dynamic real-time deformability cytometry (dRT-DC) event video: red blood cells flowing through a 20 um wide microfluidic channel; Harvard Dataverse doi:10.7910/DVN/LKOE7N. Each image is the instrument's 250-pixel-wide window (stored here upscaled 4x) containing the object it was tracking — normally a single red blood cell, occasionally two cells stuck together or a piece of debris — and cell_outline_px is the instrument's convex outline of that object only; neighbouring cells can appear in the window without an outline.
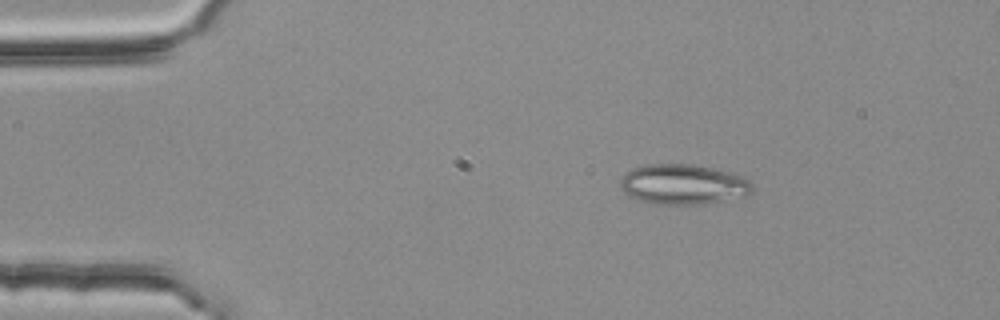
{"species": "common noctule bat (a hibernating species)", "species_latin": "Nyctalus noctula", "temperature_condition": "room temperature", "stored_images_in_passage": 3, "camera_frame_rate_fps": 3000, "um_per_image_px": 0.085, "animal": {"sex": "female", "body_mass_g": 25.1}, "frame": {"image": 1, "passage_image": 1, "time_ms": 0.0, "image_size_px": [1000, 320], "cell_outline_px": [[752, 192], [744, 196], [704, 204], [652, 204], [628, 196], [620, 188], [620, 180], [632, 168], [648, 164], [692, 164], [712, 168], [744, 176], [752, 184]], "centroid_in_image_um": [58.06, 15.67], "position_along_channel_um": 26.9, "area_um2": 30.87}}